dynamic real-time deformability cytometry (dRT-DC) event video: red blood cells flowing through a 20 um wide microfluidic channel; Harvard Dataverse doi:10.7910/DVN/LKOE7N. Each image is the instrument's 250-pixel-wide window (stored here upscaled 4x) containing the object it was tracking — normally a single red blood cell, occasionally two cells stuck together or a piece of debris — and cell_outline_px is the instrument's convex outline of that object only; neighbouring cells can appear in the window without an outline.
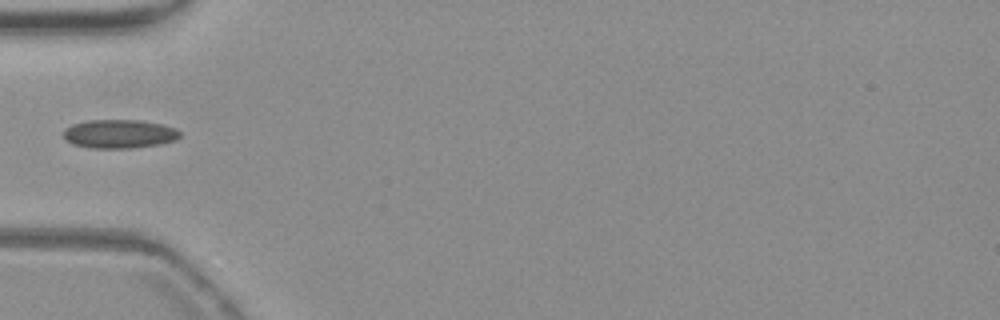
{"species": "common noctule bat (a hibernating species)", "species_latin": "Nyctalus noctula", "temperature_condition": "warm", "stored_images_in_passage": 1, "camera_frame_rate_fps": 3000, "um_per_image_px": 0.085, "animal": {"sex": "female", "body_mass_g": 19.3, "forearm_length_mm": 54.1}, "frame": {"image": 1, "passage_image": 1, "time_ms": 0.0, "image_size_px": [1000, 320], "cell_outline_px": [[180, 136], [176, 140], [160, 144], [132, 148], [92, 148], [72, 144], [64, 140], [64, 128], [72, 124], [88, 120], [140, 120], [160, 124], [176, 128], [180, 132]], "centroid_in_image_um": [10.12, 11.38], "position_along_channel_um": 74.9, "area_um2": 19.59}}